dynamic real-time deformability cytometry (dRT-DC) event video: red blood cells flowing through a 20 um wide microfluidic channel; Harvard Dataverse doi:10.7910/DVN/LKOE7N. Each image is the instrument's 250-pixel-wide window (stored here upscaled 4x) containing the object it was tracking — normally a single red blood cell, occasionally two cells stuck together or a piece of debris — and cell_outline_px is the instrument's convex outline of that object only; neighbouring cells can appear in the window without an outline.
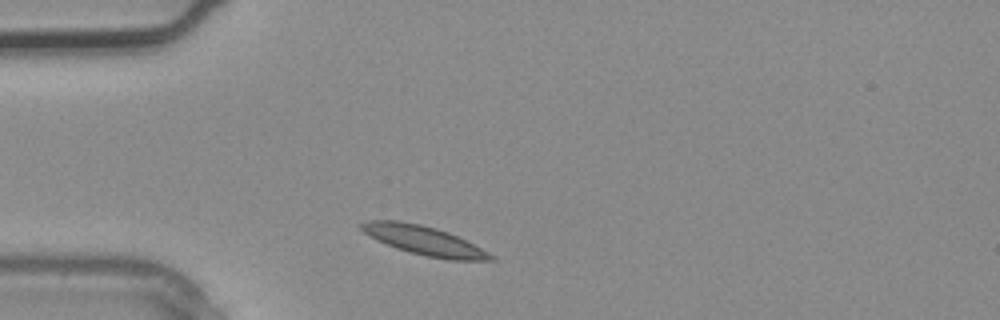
{"species": "common noctule bat (a hibernating species)", "species_latin": "Nyctalus noctula", "temperature_condition": "warm", "stored_images_in_passage": 1, "camera_frame_rate_fps": 3000, "um_per_image_px": 0.085, "animal": {"sex": "male", "body_mass_g": 20.4}, "frame": {"image": 1, "passage_image": 1, "time_ms": 0.0, "image_size_px": [1000, 320], "cell_outline_px": [[496, 260], [448, 260], [424, 256], [396, 248], [376, 240], [364, 232], [360, 228], [360, 224], [368, 220], [400, 220], [420, 224], [436, 228], [448, 232], [496, 256]], "centroid_in_image_um": [36.02, 20.44], "position_along_channel_um": 49.0, "area_um2": 21.79}}